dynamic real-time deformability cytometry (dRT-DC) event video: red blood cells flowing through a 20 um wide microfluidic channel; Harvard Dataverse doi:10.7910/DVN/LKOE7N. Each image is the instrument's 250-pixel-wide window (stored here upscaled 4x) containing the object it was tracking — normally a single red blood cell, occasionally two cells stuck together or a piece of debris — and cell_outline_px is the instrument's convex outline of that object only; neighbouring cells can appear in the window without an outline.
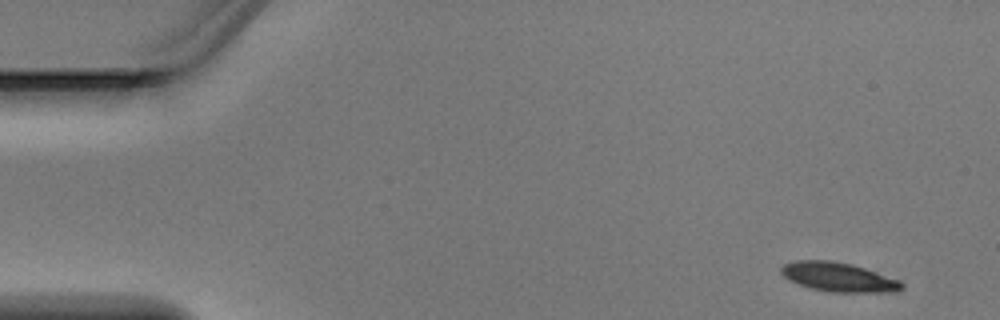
{"species": "Egyptian fruit bat (a non-hibernating species)", "species_latin": "Rousettus aegyptiacus", "temperature_condition": "warm", "stored_images_in_passage": 3, "camera_frame_rate_fps": 3000, "um_per_image_px": 0.085, "animal": {"sex": "male"}, "frame": {"image": 1, "passage_image": 1, "time_ms": 0.0, "image_size_px": [1000, 320], "cell_outline_px": [[904, 284], [900, 288], [884, 292], [832, 292], [812, 288], [788, 280], [780, 272], [780, 268], [784, 264], [796, 260], [832, 260], [852, 264], [900, 280]], "centroid_in_image_um": [71.22, 23.53], "position_along_channel_um": 13.8, "area_um2": 20.23}}
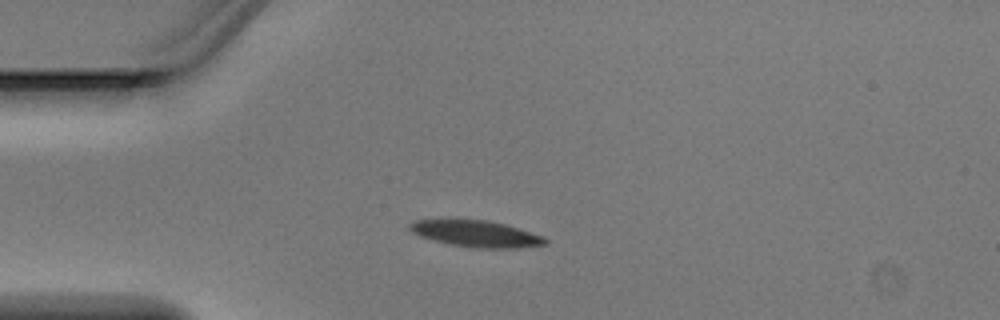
{"frame": {"image": 2, "passage_image": 3, "time_ms": 0.667, "image_size_px": [1000, 320], "cell_outline_px": [[548, 240], [544, 244], [516, 248], [480, 248], [452, 244], [420, 236], [412, 232], [408, 228], [408, 224], [412, 220], [488, 220], [504, 224], [544, 236]], "centroid_in_image_um": [40.46, 19.86], "position_along_channel_um": 44.5, "area_um2": 20.46}}